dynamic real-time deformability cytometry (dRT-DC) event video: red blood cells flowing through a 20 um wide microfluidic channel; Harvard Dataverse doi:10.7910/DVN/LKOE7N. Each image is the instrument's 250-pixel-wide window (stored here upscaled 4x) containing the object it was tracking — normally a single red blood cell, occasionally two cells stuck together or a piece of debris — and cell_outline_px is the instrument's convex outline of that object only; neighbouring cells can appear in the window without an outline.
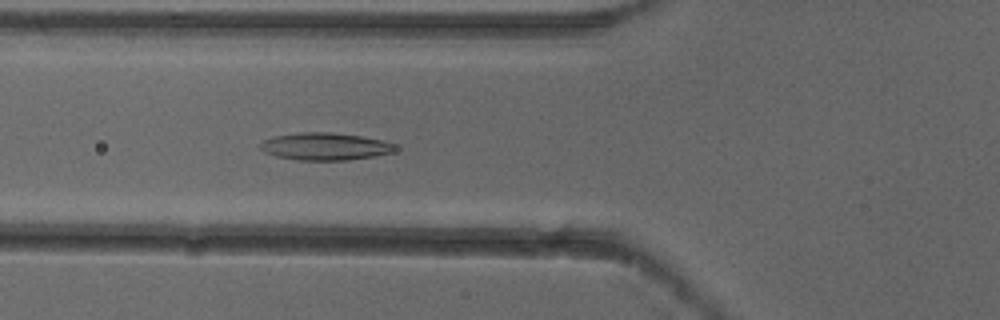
{"species": "common noctule bat (a hibernating species)", "species_latin": "Nyctalus noctula", "temperature_condition": "cold", "stored_images_in_passage": 5, "camera_frame_rate_fps": 3000, "um_per_image_px": 0.085, "animal": {"sex": "female"}, "frame": {"image": 1, "passage_image": 5, "time_ms": 1.333, "image_size_px": [1000, 320], "cell_outline_px": [[400, 148], [392, 152], [376, 156], [348, 160], [296, 160], [276, 156], [264, 152], [260, 148], [260, 144], [264, 140], [276, 136], [300, 132], [332, 132], [360, 136], [384, 140], [396, 144]], "centroid_in_image_um": [27.69, 12.45], "position_along_channel_um": 98.1, "area_um2": 21.68}}